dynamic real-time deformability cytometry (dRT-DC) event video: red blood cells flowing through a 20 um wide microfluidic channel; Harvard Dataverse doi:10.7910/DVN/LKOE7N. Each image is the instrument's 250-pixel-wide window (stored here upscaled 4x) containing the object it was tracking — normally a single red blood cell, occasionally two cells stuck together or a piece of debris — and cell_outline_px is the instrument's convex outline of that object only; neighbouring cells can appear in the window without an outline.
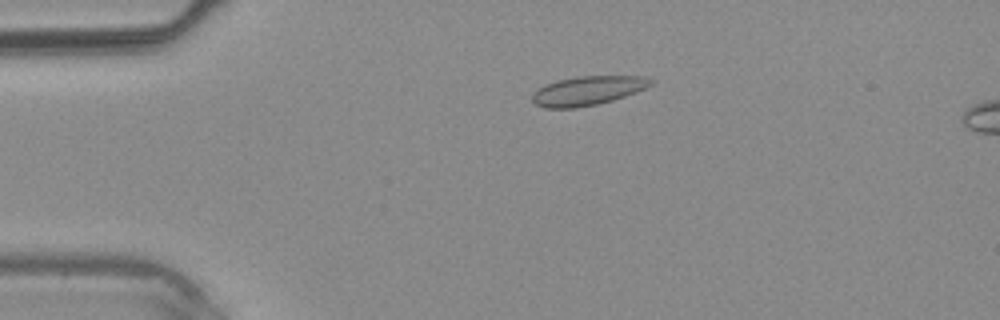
{"species": "common noctule bat (a hibernating species)", "species_latin": "Nyctalus noctula", "temperature_condition": "warm", "stored_images_in_passage": 35, "camera_frame_rate_fps": 3000, "um_per_image_px": 0.085, "animal": {"sex": "male", "body_mass_g": 20.4}, "frame": {"image": 1, "passage_image": 6, "time_ms": 1.667, "image_size_px": [1000, 320], "cell_outline_px": [[656, 80], [652, 84], [636, 92], [612, 100], [596, 104], [576, 108], [544, 108], [536, 104], [532, 100], [532, 92], [536, 88], [544, 84], [556, 80], [576, 76], [644, 76]], "centroid_in_image_um": [49.91, 7.7], "position_along_channel_um": 35.1, "area_um2": 20.29}}
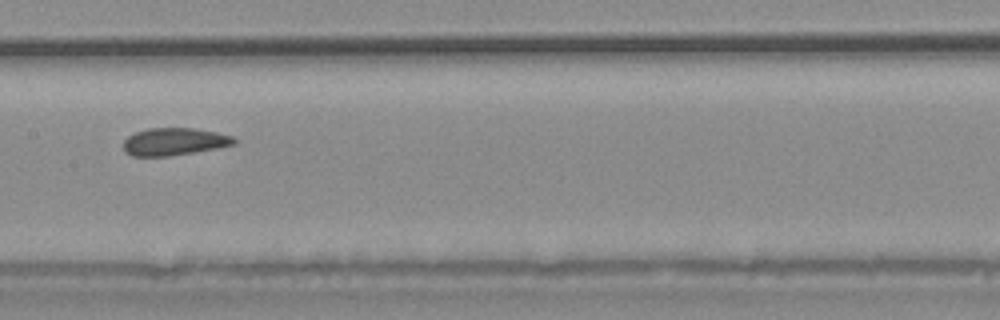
{"frame": {"image": 2, "passage_image": 17, "time_ms": 5.333, "image_size_px": [1000, 320], "cell_outline_px": [[236, 144], [216, 148], [168, 156], [132, 156], [124, 152], [124, 140], [128, 136], [136, 132], [148, 128], [192, 128], [216, 132], [232, 136], [236, 140]], "centroid_in_image_um": [14.79, 12.04], "position_along_channel_um": 192.6, "area_um2": 17.57}}
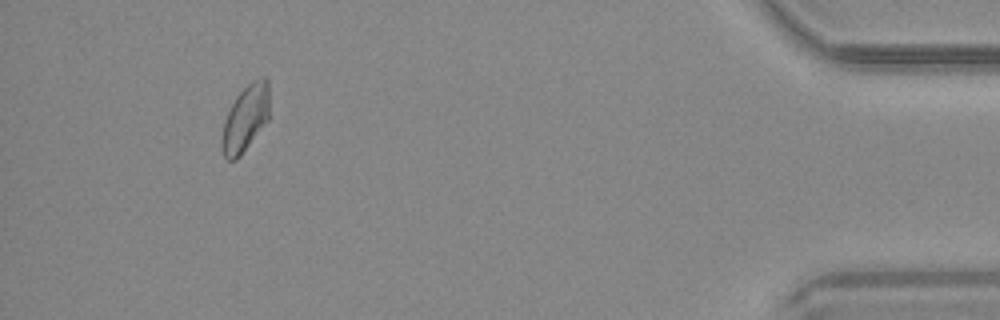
{"frame": {"image": 3, "passage_image": 33, "time_ms": 10.667, "image_size_px": [1000, 320], "cell_outline_px": [[268, 120], [240, 156], [236, 160], [228, 160], [224, 156], [220, 144], [220, 140], [224, 120], [236, 96], [252, 80], [264, 76], [268, 80]], "centroid_in_image_um": [20.84, 10.07], "position_along_channel_um": 414.4, "area_um2": 18.32}}